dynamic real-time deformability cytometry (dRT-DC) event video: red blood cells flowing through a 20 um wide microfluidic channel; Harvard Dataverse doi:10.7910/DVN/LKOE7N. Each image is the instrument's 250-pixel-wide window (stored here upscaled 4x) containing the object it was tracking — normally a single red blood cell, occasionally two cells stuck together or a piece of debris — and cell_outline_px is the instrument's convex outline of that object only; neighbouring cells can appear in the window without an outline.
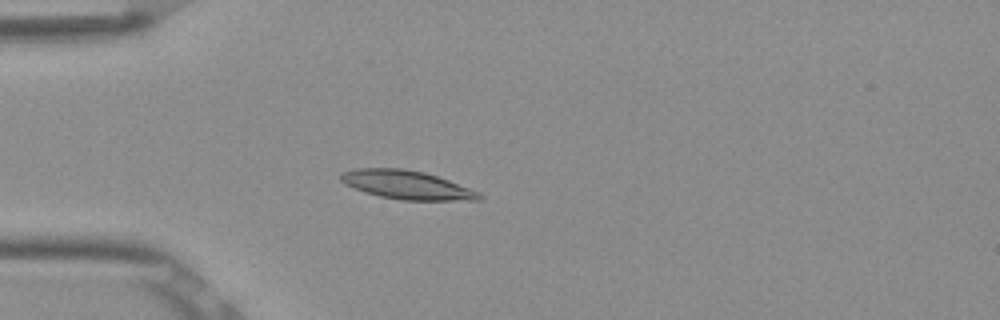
{"species": "Egyptian fruit bat (a non-hibernating species)", "species_latin": "Rousettus aegyptiacus", "temperature_condition": "room temperature", "stored_images_in_passage": 5, "camera_frame_rate_fps": 3000, "um_per_image_px": 0.085, "frame": {"image": 1, "passage_image": 4, "time_ms": 1.0, "image_size_px": [1000, 320], "cell_outline_px": [[484, 196], [480, 200], [400, 200], [380, 196], [344, 184], [340, 180], [340, 172], [356, 168], [404, 168], [424, 172], [448, 180], [480, 192]], "centroid_in_image_um": [34.58, 15.71], "position_along_channel_um": 50.4, "area_um2": 23.0}}